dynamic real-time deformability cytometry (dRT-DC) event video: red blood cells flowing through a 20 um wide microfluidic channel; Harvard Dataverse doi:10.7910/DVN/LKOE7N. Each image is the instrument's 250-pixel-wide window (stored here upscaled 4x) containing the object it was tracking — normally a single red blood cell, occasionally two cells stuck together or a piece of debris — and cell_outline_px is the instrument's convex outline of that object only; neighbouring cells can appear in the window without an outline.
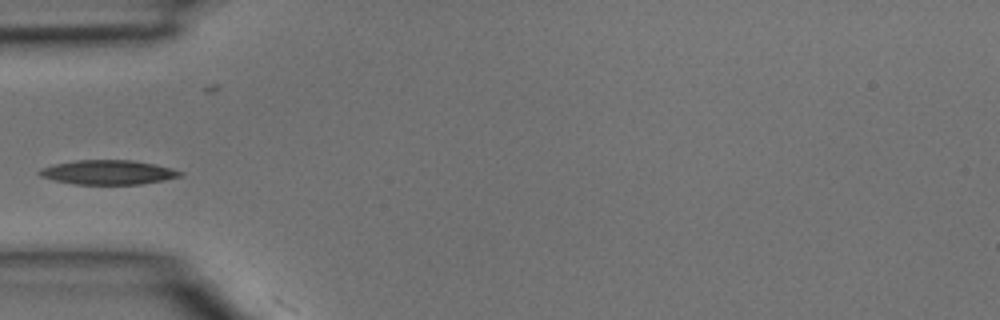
{"species": "common noctule bat (a hibernating species)", "species_latin": "Nyctalus noctula", "temperature_condition": "room temperature", "stored_images_in_passage": 3, "camera_frame_rate_fps": 3000, "um_per_image_px": 0.085, "animal": {"sex": "male", "body_mass_g": 15.6}, "frame": {"image": 1, "passage_image": 2, "time_ms": 0.333, "image_size_px": [1000, 320], "cell_outline_px": [[184, 176], [164, 180], [140, 184], [76, 184], [56, 180], [40, 176], [36, 172], [40, 168], [56, 164], [76, 160], [132, 160], [156, 164], [172, 168], [184, 172]], "centroid_in_image_um": [9.24, 14.64], "position_along_channel_um": 75.8, "area_um2": 20.0}}